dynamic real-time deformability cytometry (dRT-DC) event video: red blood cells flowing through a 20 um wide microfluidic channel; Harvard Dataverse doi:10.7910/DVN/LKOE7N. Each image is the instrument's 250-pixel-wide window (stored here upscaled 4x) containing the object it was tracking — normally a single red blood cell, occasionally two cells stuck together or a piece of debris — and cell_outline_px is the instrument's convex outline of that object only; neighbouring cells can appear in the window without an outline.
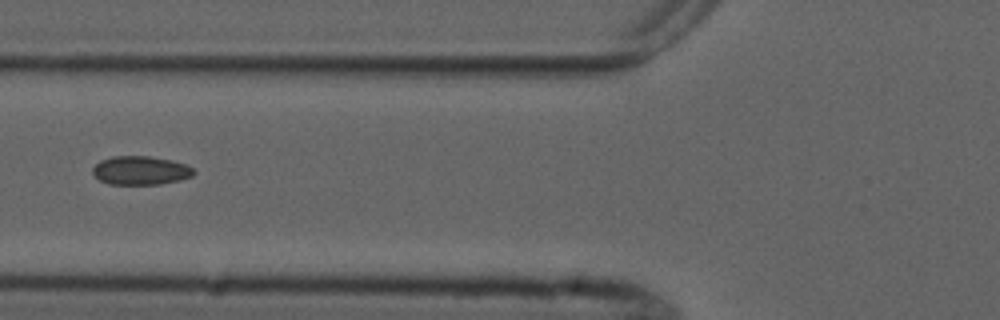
{"species": "common noctule bat (a hibernating species)", "species_latin": "Nyctalus noctula", "temperature_condition": "cold", "stored_images_in_passage": 7, "camera_frame_rate_fps": 3000, "um_per_image_px": 0.085, "animal": {"sex": "male", "forearm_length_mm": 52.5}, "frame": {"image": 1, "passage_image": 7, "time_ms": 6.667, "image_size_px": [1000, 320], "cell_outline_px": [[196, 172], [192, 176], [180, 180], [160, 184], [108, 184], [100, 180], [92, 172], [92, 168], [100, 160], [112, 156], [148, 156], [172, 160], [184, 164], [192, 168]], "centroid_in_image_um": [11.94, 14.48], "position_along_channel_um": 113.9, "area_um2": 16.88}}